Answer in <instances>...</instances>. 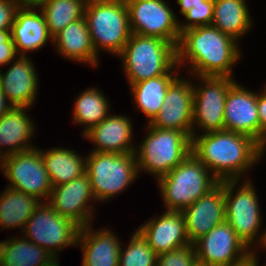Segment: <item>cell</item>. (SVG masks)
<instances>
[{"mask_svg": "<svg viewBox=\"0 0 266 266\" xmlns=\"http://www.w3.org/2000/svg\"><path fill=\"white\" fill-rule=\"evenodd\" d=\"M257 111L260 120V145L266 146V86L264 91L257 94Z\"/></svg>", "mask_w": 266, "mask_h": 266, "instance_id": "8d00e7d4", "label": "cell"}, {"mask_svg": "<svg viewBox=\"0 0 266 266\" xmlns=\"http://www.w3.org/2000/svg\"><path fill=\"white\" fill-rule=\"evenodd\" d=\"M87 0H47L41 5L49 34L54 37L68 24L84 17Z\"/></svg>", "mask_w": 266, "mask_h": 266, "instance_id": "f546056e", "label": "cell"}, {"mask_svg": "<svg viewBox=\"0 0 266 266\" xmlns=\"http://www.w3.org/2000/svg\"><path fill=\"white\" fill-rule=\"evenodd\" d=\"M238 180L224 181L225 220L237 236L249 248L258 237L261 226V214L258 207L256 190L251 181H246L234 194Z\"/></svg>", "mask_w": 266, "mask_h": 266, "instance_id": "30bf717a", "label": "cell"}, {"mask_svg": "<svg viewBox=\"0 0 266 266\" xmlns=\"http://www.w3.org/2000/svg\"><path fill=\"white\" fill-rule=\"evenodd\" d=\"M85 158L95 200L119 194L138 176L135 153L91 152Z\"/></svg>", "mask_w": 266, "mask_h": 266, "instance_id": "52a82bcc", "label": "cell"}, {"mask_svg": "<svg viewBox=\"0 0 266 266\" xmlns=\"http://www.w3.org/2000/svg\"><path fill=\"white\" fill-rule=\"evenodd\" d=\"M26 108L30 107L13 106L0 117V149L4 148L1 145L5 148L10 146L6 151L0 150L3 158L35 148L28 146L35 130L32 121L25 114Z\"/></svg>", "mask_w": 266, "mask_h": 266, "instance_id": "603a6c76", "label": "cell"}, {"mask_svg": "<svg viewBox=\"0 0 266 266\" xmlns=\"http://www.w3.org/2000/svg\"><path fill=\"white\" fill-rule=\"evenodd\" d=\"M0 70V90L12 106L31 107L37 94V74L33 63L22 56L2 74Z\"/></svg>", "mask_w": 266, "mask_h": 266, "instance_id": "d6986e66", "label": "cell"}, {"mask_svg": "<svg viewBox=\"0 0 266 266\" xmlns=\"http://www.w3.org/2000/svg\"><path fill=\"white\" fill-rule=\"evenodd\" d=\"M57 50L72 61L89 62L97 66L98 57L94 50L85 17L68 24L53 37Z\"/></svg>", "mask_w": 266, "mask_h": 266, "instance_id": "cb8c5ba5", "label": "cell"}, {"mask_svg": "<svg viewBox=\"0 0 266 266\" xmlns=\"http://www.w3.org/2000/svg\"><path fill=\"white\" fill-rule=\"evenodd\" d=\"M106 97L98 89H87L76 99L74 106V123L84 124L87 132L108 116L109 104Z\"/></svg>", "mask_w": 266, "mask_h": 266, "instance_id": "4dcf8cb0", "label": "cell"}, {"mask_svg": "<svg viewBox=\"0 0 266 266\" xmlns=\"http://www.w3.org/2000/svg\"><path fill=\"white\" fill-rule=\"evenodd\" d=\"M260 243L263 244L264 242H266V232H263V235L260 237Z\"/></svg>", "mask_w": 266, "mask_h": 266, "instance_id": "b9f144b4", "label": "cell"}, {"mask_svg": "<svg viewBox=\"0 0 266 266\" xmlns=\"http://www.w3.org/2000/svg\"><path fill=\"white\" fill-rule=\"evenodd\" d=\"M131 33L161 38L176 48L180 40L179 22L163 0H125Z\"/></svg>", "mask_w": 266, "mask_h": 266, "instance_id": "8fae6325", "label": "cell"}, {"mask_svg": "<svg viewBox=\"0 0 266 266\" xmlns=\"http://www.w3.org/2000/svg\"><path fill=\"white\" fill-rule=\"evenodd\" d=\"M177 77L168 87L159 113L148 123L162 129H175L195 136L193 128V84ZM194 129V130H193Z\"/></svg>", "mask_w": 266, "mask_h": 266, "instance_id": "5bb4252c", "label": "cell"}, {"mask_svg": "<svg viewBox=\"0 0 266 266\" xmlns=\"http://www.w3.org/2000/svg\"><path fill=\"white\" fill-rule=\"evenodd\" d=\"M197 262L195 248L191 243L157 255L156 266H194Z\"/></svg>", "mask_w": 266, "mask_h": 266, "instance_id": "836d02e7", "label": "cell"}, {"mask_svg": "<svg viewBox=\"0 0 266 266\" xmlns=\"http://www.w3.org/2000/svg\"><path fill=\"white\" fill-rule=\"evenodd\" d=\"M170 71L162 76L146 79L131 84L134 102L137 108L149 118V123L159 113L160 107L164 103L168 87L178 77V74L172 76Z\"/></svg>", "mask_w": 266, "mask_h": 266, "instance_id": "83f0119b", "label": "cell"}, {"mask_svg": "<svg viewBox=\"0 0 266 266\" xmlns=\"http://www.w3.org/2000/svg\"><path fill=\"white\" fill-rule=\"evenodd\" d=\"M93 197V198H92ZM95 199L90 178L87 173L76 177L66 184L53 187L48 203L60 216L69 218L80 228L91 225L93 216L86 205L90 199Z\"/></svg>", "mask_w": 266, "mask_h": 266, "instance_id": "9a60e30c", "label": "cell"}, {"mask_svg": "<svg viewBox=\"0 0 266 266\" xmlns=\"http://www.w3.org/2000/svg\"><path fill=\"white\" fill-rule=\"evenodd\" d=\"M192 153L166 175L158 178L167 210L182 211L209 193L220 181Z\"/></svg>", "mask_w": 266, "mask_h": 266, "instance_id": "5b68a950", "label": "cell"}, {"mask_svg": "<svg viewBox=\"0 0 266 266\" xmlns=\"http://www.w3.org/2000/svg\"><path fill=\"white\" fill-rule=\"evenodd\" d=\"M41 155L53 187L66 184L86 173V159L65 148H52Z\"/></svg>", "mask_w": 266, "mask_h": 266, "instance_id": "d4e9b609", "label": "cell"}, {"mask_svg": "<svg viewBox=\"0 0 266 266\" xmlns=\"http://www.w3.org/2000/svg\"><path fill=\"white\" fill-rule=\"evenodd\" d=\"M237 42L212 25L184 30L176 48L177 64L187 59L191 74L233 78L232 66L240 58Z\"/></svg>", "mask_w": 266, "mask_h": 266, "instance_id": "7a4b0ae2", "label": "cell"}, {"mask_svg": "<svg viewBox=\"0 0 266 266\" xmlns=\"http://www.w3.org/2000/svg\"><path fill=\"white\" fill-rule=\"evenodd\" d=\"M46 266H59V263H57V260H53V261H51L48 265H46Z\"/></svg>", "mask_w": 266, "mask_h": 266, "instance_id": "7bdbcfd3", "label": "cell"}, {"mask_svg": "<svg viewBox=\"0 0 266 266\" xmlns=\"http://www.w3.org/2000/svg\"><path fill=\"white\" fill-rule=\"evenodd\" d=\"M89 227L80 228L77 236L83 250L82 266H119L121 244L115 234L109 229L95 232Z\"/></svg>", "mask_w": 266, "mask_h": 266, "instance_id": "7402d4cb", "label": "cell"}, {"mask_svg": "<svg viewBox=\"0 0 266 266\" xmlns=\"http://www.w3.org/2000/svg\"><path fill=\"white\" fill-rule=\"evenodd\" d=\"M245 0H214L212 26L239 39L250 28L251 19Z\"/></svg>", "mask_w": 266, "mask_h": 266, "instance_id": "4316f807", "label": "cell"}, {"mask_svg": "<svg viewBox=\"0 0 266 266\" xmlns=\"http://www.w3.org/2000/svg\"><path fill=\"white\" fill-rule=\"evenodd\" d=\"M7 98L4 93L0 90V117L3 116L8 110H10L13 106L11 104H7Z\"/></svg>", "mask_w": 266, "mask_h": 266, "instance_id": "ab89813d", "label": "cell"}, {"mask_svg": "<svg viewBox=\"0 0 266 266\" xmlns=\"http://www.w3.org/2000/svg\"><path fill=\"white\" fill-rule=\"evenodd\" d=\"M34 10L32 7H19L11 27V39L16 52L22 51V56H26L25 53L30 50L36 51L42 48L48 38L53 40L43 13L41 10L40 13Z\"/></svg>", "mask_w": 266, "mask_h": 266, "instance_id": "44dd1931", "label": "cell"}, {"mask_svg": "<svg viewBox=\"0 0 266 266\" xmlns=\"http://www.w3.org/2000/svg\"><path fill=\"white\" fill-rule=\"evenodd\" d=\"M202 86L193 87V125L204 133L224 130V106L229 88L235 83L230 77L201 76Z\"/></svg>", "mask_w": 266, "mask_h": 266, "instance_id": "4fadbf2b", "label": "cell"}, {"mask_svg": "<svg viewBox=\"0 0 266 266\" xmlns=\"http://www.w3.org/2000/svg\"><path fill=\"white\" fill-rule=\"evenodd\" d=\"M85 138L96 144L93 152L135 153L131 144L132 124L129 118L121 115H109L97 125L83 133ZM131 144V145H130Z\"/></svg>", "mask_w": 266, "mask_h": 266, "instance_id": "ffe728a7", "label": "cell"}, {"mask_svg": "<svg viewBox=\"0 0 266 266\" xmlns=\"http://www.w3.org/2000/svg\"><path fill=\"white\" fill-rule=\"evenodd\" d=\"M214 12V0H204L195 7L189 9L183 16L188 21L185 24L179 23V30L182 33L184 30L198 27L211 25Z\"/></svg>", "mask_w": 266, "mask_h": 266, "instance_id": "d6a6232c", "label": "cell"}, {"mask_svg": "<svg viewBox=\"0 0 266 266\" xmlns=\"http://www.w3.org/2000/svg\"><path fill=\"white\" fill-rule=\"evenodd\" d=\"M54 259L44 248L27 238L0 242V266H46Z\"/></svg>", "mask_w": 266, "mask_h": 266, "instance_id": "f1b7e54d", "label": "cell"}, {"mask_svg": "<svg viewBox=\"0 0 266 266\" xmlns=\"http://www.w3.org/2000/svg\"><path fill=\"white\" fill-rule=\"evenodd\" d=\"M118 56L123 58L130 85L178 68L176 47L157 37L132 33Z\"/></svg>", "mask_w": 266, "mask_h": 266, "instance_id": "3957f363", "label": "cell"}, {"mask_svg": "<svg viewBox=\"0 0 266 266\" xmlns=\"http://www.w3.org/2000/svg\"><path fill=\"white\" fill-rule=\"evenodd\" d=\"M258 259L256 258V253L252 252V255H250L247 259H245L243 262L233 265V266H257Z\"/></svg>", "mask_w": 266, "mask_h": 266, "instance_id": "60d3db41", "label": "cell"}, {"mask_svg": "<svg viewBox=\"0 0 266 266\" xmlns=\"http://www.w3.org/2000/svg\"><path fill=\"white\" fill-rule=\"evenodd\" d=\"M84 17L96 54L99 48L118 56L132 34L125 0H87Z\"/></svg>", "mask_w": 266, "mask_h": 266, "instance_id": "277c9868", "label": "cell"}, {"mask_svg": "<svg viewBox=\"0 0 266 266\" xmlns=\"http://www.w3.org/2000/svg\"><path fill=\"white\" fill-rule=\"evenodd\" d=\"M193 246L198 263L205 266H233L253 252L248 250L226 220L194 242Z\"/></svg>", "mask_w": 266, "mask_h": 266, "instance_id": "7c38bea8", "label": "cell"}, {"mask_svg": "<svg viewBox=\"0 0 266 266\" xmlns=\"http://www.w3.org/2000/svg\"><path fill=\"white\" fill-rule=\"evenodd\" d=\"M224 130L247 135L260 144L257 93L238 83L229 88L224 106Z\"/></svg>", "mask_w": 266, "mask_h": 266, "instance_id": "2e32d148", "label": "cell"}, {"mask_svg": "<svg viewBox=\"0 0 266 266\" xmlns=\"http://www.w3.org/2000/svg\"><path fill=\"white\" fill-rule=\"evenodd\" d=\"M204 0H177L178 5L181 7V14L184 15L189 9L200 4Z\"/></svg>", "mask_w": 266, "mask_h": 266, "instance_id": "f35d334b", "label": "cell"}, {"mask_svg": "<svg viewBox=\"0 0 266 266\" xmlns=\"http://www.w3.org/2000/svg\"><path fill=\"white\" fill-rule=\"evenodd\" d=\"M138 231L157 255L191 244L181 211L167 210L159 218L143 224Z\"/></svg>", "mask_w": 266, "mask_h": 266, "instance_id": "ac0fdd59", "label": "cell"}, {"mask_svg": "<svg viewBox=\"0 0 266 266\" xmlns=\"http://www.w3.org/2000/svg\"><path fill=\"white\" fill-rule=\"evenodd\" d=\"M18 8L13 0H0V30H11Z\"/></svg>", "mask_w": 266, "mask_h": 266, "instance_id": "d590c367", "label": "cell"}, {"mask_svg": "<svg viewBox=\"0 0 266 266\" xmlns=\"http://www.w3.org/2000/svg\"><path fill=\"white\" fill-rule=\"evenodd\" d=\"M148 135L135 150L137 168L156 175L157 179L169 173L191 153V137L175 129L148 125Z\"/></svg>", "mask_w": 266, "mask_h": 266, "instance_id": "8992f818", "label": "cell"}, {"mask_svg": "<svg viewBox=\"0 0 266 266\" xmlns=\"http://www.w3.org/2000/svg\"><path fill=\"white\" fill-rule=\"evenodd\" d=\"M16 53L14 43L11 39V30H0V66L12 62Z\"/></svg>", "mask_w": 266, "mask_h": 266, "instance_id": "e575fe53", "label": "cell"}, {"mask_svg": "<svg viewBox=\"0 0 266 266\" xmlns=\"http://www.w3.org/2000/svg\"><path fill=\"white\" fill-rule=\"evenodd\" d=\"M0 167L10 181L8 187L34 196L40 201L46 197L48 202L53 186L40 149L35 147L7 156L3 158Z\"/></svg>", "mask_w": 266, "mask_h": 266, "instance_id": "9c48e42d", "label": "cell"}, {"mask_svg": "<svg viewBox=\"0 0 266 266\" xmlns=\"http://www.w3.org/2000/svg\"><path fill=\"white\" fill-rule=\"evenodd\" d=\"M18 7H32L37 8L43 5L47 0H13Z\"/></svg>", "mask_w": 266, "mask_h": 266, "instance_id": "74e56055", "label": "cell"}, {"mask_svg": "<svg viewBox=\"0 0 266 266\" xmlns=\"http://www.w3.org/2000/svg\"><path fill=\"white\" fill-rule=\"evenodd\" d=\"M157 254L137 230L125 251L120 250L119 266H156Z\"/></svg>", "mask_w": 266, "mask_h": 266, "instance_id": "1f68e13d", "label": "cell"}, {"mask_svg": "<svg viewBox=\"0 0 266 266\" xmlns=\"http://www.w3.org/2000/svg\"><path fill=\"white\" fill-rule=\"evenodd\" d=\"M264 150L253 138L226 130L191 138L192 154L220 182L239 180L241 174L261 158Z\"/></svg>", "mask_w": 266, "mask_h": 266, "instance_id": "6da1fadb", "label": "cell"}, {"mask_svg": "<svg viewBox=\"0 0 266 266\" xmlns=\"http://www.w3.org/2000/svg\"><path fill=\"white\" fill-rule=\"evenodd\" d=\"M34 196L8 187L0 196V226L2 229L22 227L40 204Z\"/></svg>", "mask_w": 266, "mask_h": 266, "instance_id": "484cf974", "label": "cell"}, {"mask_svg": "<svg viewBox=\"0 0 266 266\" xmlns=\"http://www.w3.org/2000/svg\"><path fill=\"white\" fill-rule=\"evenodd\" d=\"M190 243L225 221L224 181L181 211Z\"/></svg>", "mask_w": 266, "mask_h": 266, "instance_id": "e0dca14e", "label": "cell"}, {"mask_svg": "<svg viewBox=\"0 0 266 266\" xmlns=\"http://www.w3.org/2000/svg\"><path fill=\"white\" fill-rule=\"evenodd\" d=\"M194 266H205V265L197 262Z\"/></svg>", "mask_w": 266, "mask_h": 266, "instance_id": "ee69618b", "label": "cell"}, {"mask_svg": "<svg viewBox=\"0 0 266 266\" xmlns=\"http://www.w3.org/2000/svg\"><path fill=\"white\" fill-rule=\"evenodd\" d=\"M79 229L72 220L56 213L48 202H41L27 221L23 236L30 237L28 240L58 259V250L77 244Z\"/></svg>", "mask_w": 266, "mask_h": 266, "instance_id": "ba28073f", "label": "cell"}]
</instances>
